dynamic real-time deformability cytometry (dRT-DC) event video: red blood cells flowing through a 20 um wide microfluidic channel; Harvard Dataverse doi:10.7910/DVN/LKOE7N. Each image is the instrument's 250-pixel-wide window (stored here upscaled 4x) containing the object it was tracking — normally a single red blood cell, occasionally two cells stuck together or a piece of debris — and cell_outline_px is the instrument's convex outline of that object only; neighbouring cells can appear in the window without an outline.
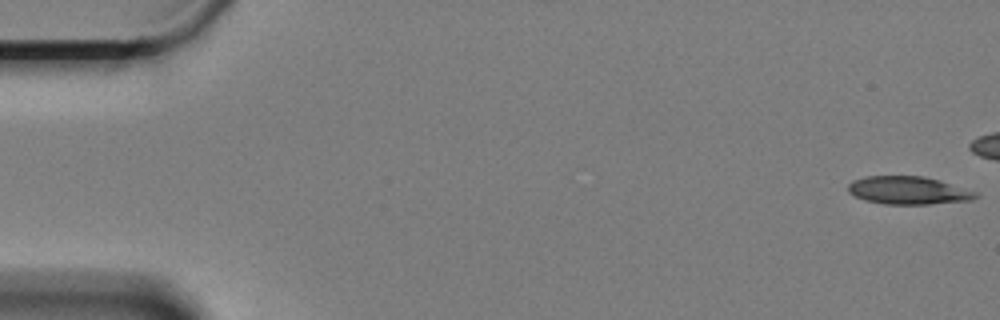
{"species": "Egyptian fruit bat (a non-hibernating species)", "species_latin": "Rousettus aegyptiacus", "temperature_condition": "cold", "stored_images_in_passage": 49, "camera_frame_rate_fps": 3000, "um_per_image_px": 0.085, "animal": {"sex": "female"}, "frame": {"image": 1, "passage_image": 1, "time_ms": 0.0, "image_size_px": [1000, 320], "cell_outline_px": [[980, 196], [972, 200], [928, 204], [884, 204], [864, 200], [848, 192], [848, 184], [852, 180], [864, 176], [924, 176], [940, 180], [976, 192]], "centroid_in_image_um": [77.19, 16.18], "position_along_channel_um": 7.8, "area_um2": 20.81}}
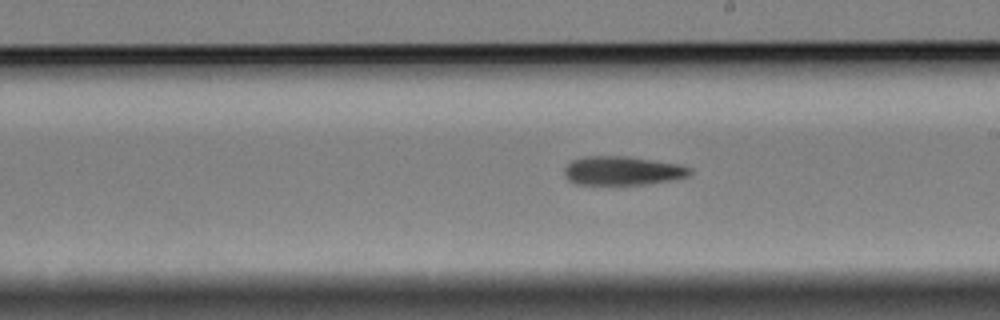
{"frame": {"image": 2, "passage_image": 34, "time_ms": 11.0, "image_size_px": [1000, 320], "cell_outline_px": [[692, 172], [688, 176], [676, 180], [648, 184], [576, 184], [568, 180], [564, 176], [564, 168], [572, 160], [584, 156], [628, 156], [676, 164], [692, 168]], "centroid_in_image_um": [52.91, 14.51], "position_along_channel_um": 236.1, "area_um2": 21.21}}
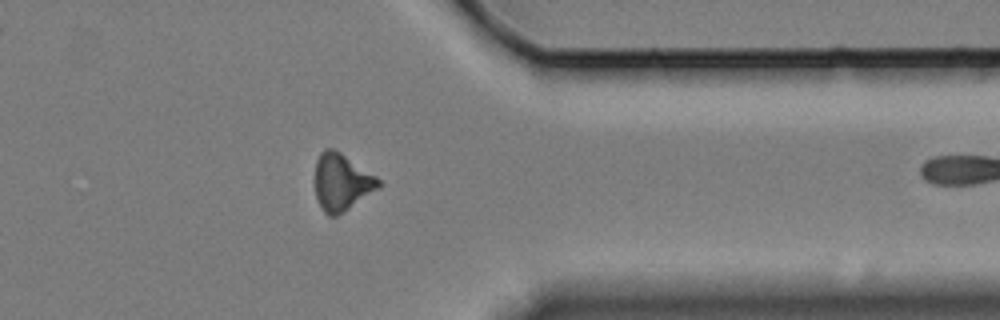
{"frame": {"image": 3, "passage_image": 48, "time_ms": 15.667, "image_size_px": [1000, 320], "cell_outline_px": [[384, 184], [380, 188], [344, 212], [336, 216], [328, 216], [324, 212], [316, 196], [316, 160], [320, 152], [324, 148], [332, 148], [340, 152], [376, 176]], "centroid_in_image_um": [29.07, 15.49], "position_along_channel_um": 382.3, "area_um2": 21.1}}